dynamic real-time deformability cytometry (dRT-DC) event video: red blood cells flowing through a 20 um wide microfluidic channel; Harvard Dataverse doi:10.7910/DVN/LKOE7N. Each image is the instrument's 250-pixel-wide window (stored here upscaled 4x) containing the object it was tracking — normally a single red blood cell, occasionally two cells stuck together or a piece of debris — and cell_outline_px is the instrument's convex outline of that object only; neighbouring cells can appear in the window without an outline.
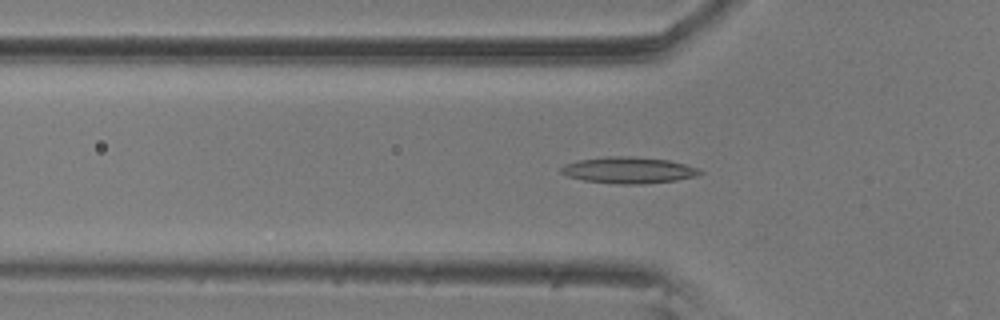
{"species": "common noctule bat (a hibernating species)", "species_latin": "Nyctalus noctula", "temperature_condition": "room temperature", "stored_images_in_passage": 49, "camera_frame_rate_fps": 3000, "um_per_image_px": 0.085, "animal": {"sex": "male", "body_mass_g": 20.5, "forearm_length_mm": 52.5}, "frame": {"image": 1, "passage_image": 17, "time_ms": 5.333, "image_size_px": [1000, 320], "cell_outline_px": [[704, 172], [696, 176], [676, 180], [644, 184], [616, 184], [584, 180], [568, 176], [560, 172], [560, 168], [564, 164], [580, 160], [604, 156], [636, 156], [668, 160], [684, 164], [696, 168]], "centroid_in_image_um": [53.41, 14.46], "position_along_channel_um": 72.4, "area_um2": 21.33}}
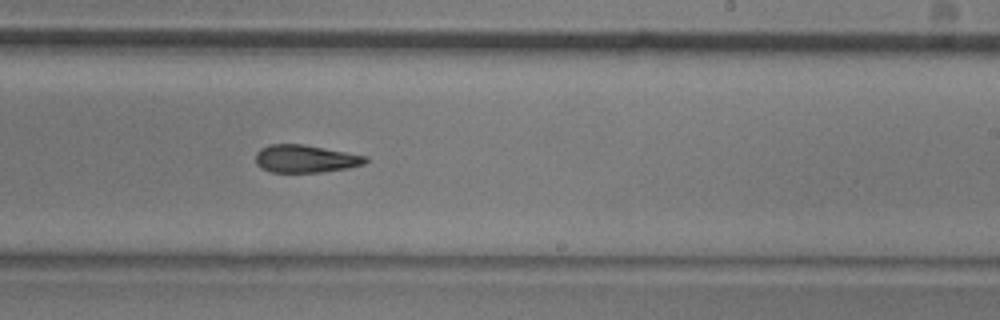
{"frame": {"image": 2, "passage_image": 33, "time_ms": 10.667, "image_size_px": [1000, 320], "cell_outline_px": [[368, 160], [364, 164], [348, 168], [320, 172], [272, 172], [260, 168], [256, 164], [256, 152], [260, 148], [268, 144], [300, 144], [324, 148], [368, 156]], "centroid_in_image_um": [25.94, 13.49], "position_along_channel_um": 263.1, "area_um2": 17.74}}
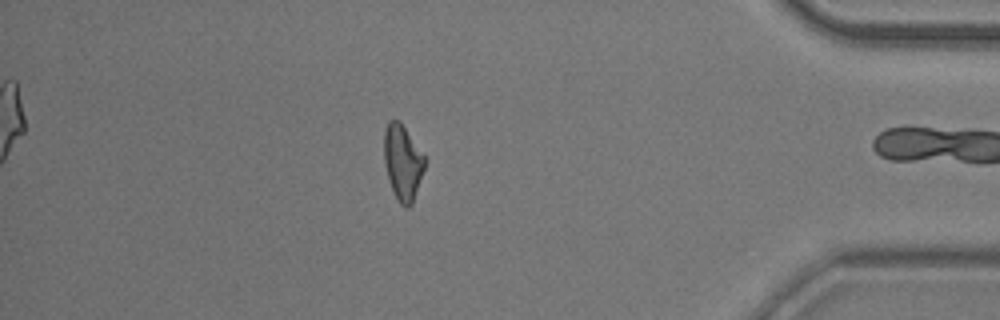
{"frame": {"image": 3, "passage_image": 48, "time_ms": 15.667, "image_size_px": [1000, 320], "cell_outline_px": [[428, 160], [412, 204], [408, 208], [404, 208], [400, 204], [388, 180], [384, 164], [384, 132], [388, 120], [400, 120]], "centroid_in_image_um": [34.24, 13.79], "position_along_channel_um": 401.0, "area_um2": 18.21}, "authors_computed_cell_mechanics": {"area_um2": 18.9584, "velocity_mm_per_s": 3.5574, "shape_relaxation_time_tau1_ms": null, "shape_relaxation_time_tau2_ms": 10.7789, "deformation_change_tau1": null, "deformation_change_tau2": 0.2457}}